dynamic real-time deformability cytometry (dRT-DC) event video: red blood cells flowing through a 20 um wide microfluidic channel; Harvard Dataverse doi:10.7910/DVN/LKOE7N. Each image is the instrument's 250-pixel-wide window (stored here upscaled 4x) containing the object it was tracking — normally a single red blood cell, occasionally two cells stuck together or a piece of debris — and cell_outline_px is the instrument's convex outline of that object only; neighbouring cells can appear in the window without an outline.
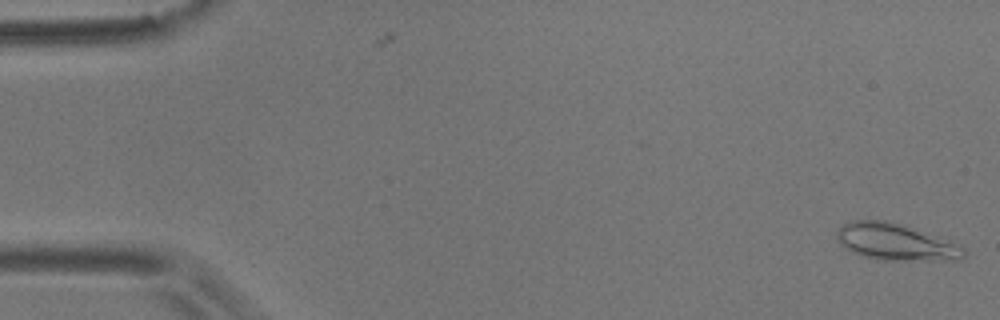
{"species": "common noctule bat (a hibernating species)", "species_latin": "Nyctalus noctula", "temperature_condition": "room temperature", "stored_images_in_passage": 2, "camera_frame_rate_fps": 3000, "um_per_image_px": 0.085, "animal": {"sex": "male", "body_mass_g": 17.9}, "frame": {"image": 1, "passage_image": 2, "time_ms": 0.333, "image_size_px": [1000, 320], "cell_outline_px": [[964, 256], [956, 260], [876, 260], [852, 252], [844, 248], [836, 240], [836, 232], [844, 224], [852, 220], [888, 220], [904, 224], [964, 248]], "centroid_in_image_um": [76.04, 20.57], "position_along_channel_um": 9.0, "area_um2": 26.93}}